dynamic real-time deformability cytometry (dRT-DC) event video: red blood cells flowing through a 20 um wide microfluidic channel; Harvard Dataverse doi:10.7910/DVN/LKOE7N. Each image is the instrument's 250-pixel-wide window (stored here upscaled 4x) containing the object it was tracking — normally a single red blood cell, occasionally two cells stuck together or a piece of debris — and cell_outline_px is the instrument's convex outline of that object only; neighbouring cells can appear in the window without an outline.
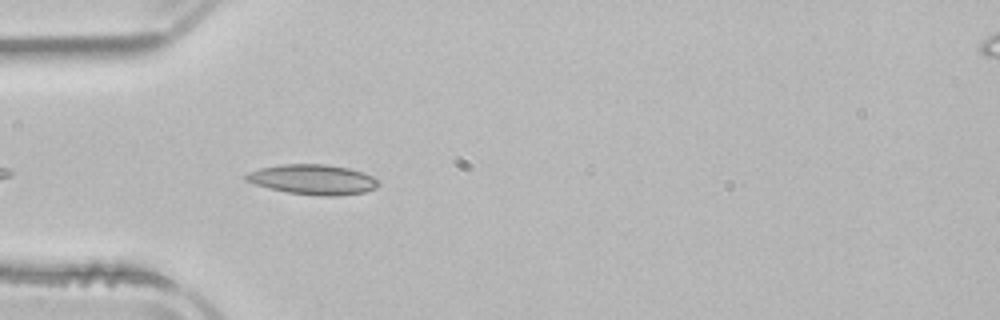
{"species": "common noctule bat (a hibernating species)", "species_latin": "Nyctalus noctula", "temperature_condition": "room temperature", "stored_images_in_passage": 6, "camera_frame_rate_fps": 3000, "um_per_image_px": 0.085, "animal": {"sex": "male", "body_mass_g": 21.5, "forearm_length_mm": 52.0}, "frame": {"image": 1, "passage_image": 3, "time_ms": 0.667, "image_size_px": [1000, 320], "cell_outline_px": [[380, 184], [376, 188], [364, 192], [336, 196], [320, 196], [288, 192], [268, 188], [244, 180], [244, 176], [248, 172], [260, 168], [280, 164], [324, 164], [348, 168], [372, 176], [380, 180]], "centroid_in_image_um": [26.6, 15.26], "position_along_channel_um": 58.4, "area_um2": 23.18}}